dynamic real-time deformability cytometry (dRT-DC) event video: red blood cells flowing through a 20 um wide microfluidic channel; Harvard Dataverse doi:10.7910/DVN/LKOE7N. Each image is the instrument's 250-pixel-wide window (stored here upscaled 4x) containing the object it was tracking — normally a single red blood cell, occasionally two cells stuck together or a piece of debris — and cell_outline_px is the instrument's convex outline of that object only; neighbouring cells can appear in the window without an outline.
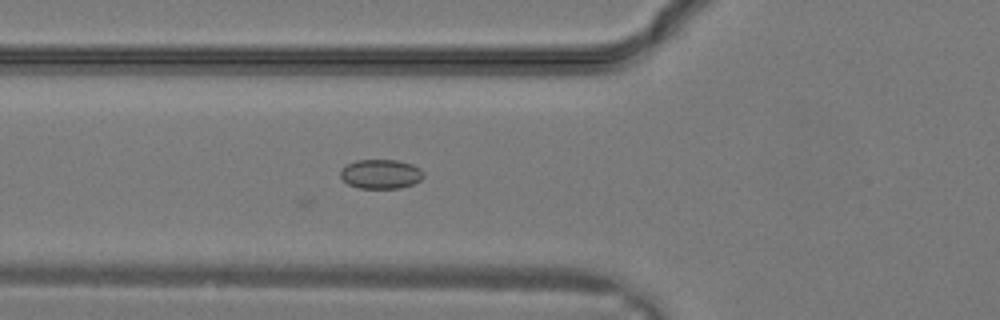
{"species": "common noctule bat (a hibernating species)", "species_latin": "Nyctalus noctula", "temperature_condition": "warm", "stored_images_in_passage": 16, "camera_frame_rate_fps": 3000, "um_per_image_px": 0.085, "animal": {"sex": "male", "body_mass_g": 19.2, "forearm_length_mm": 51.8}, "frame": {"image": 1, "passage_image": 2, "time_ms": 0.333, "image_size_px": [1000, 320], "cell_outline_px": [[424, 176], [420, 180], [412, 184], [400, 188], [360, 188], [348, 184], [340, 176], [340, 172], [348, 164], [356, 160], [396, 160], [412, 164], [420, 168], [424, 172]], "centroid_in_image_um": [32.39, 14.79], "position_along_channel_um": 93.4, "area_um2": 14.1}}
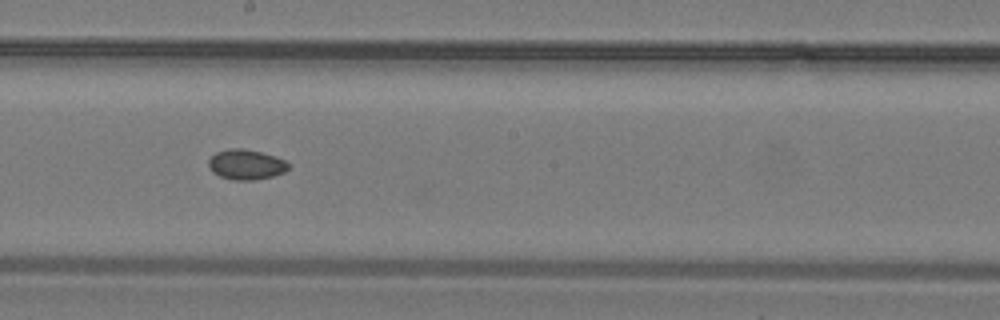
{"frame": {"image": 2, "passage_image": 8, "time_ms": 2.333, "image_size_px": [1000, 320], "cell_outline_px": [[288, 168], [284, 172], [272, 176], [252, 180], [236, 180], [220, 176], [212, 172], [208, 168], [208, 160], [216, 152], [232, 148], [244, 148], [276, 156], [284, 160], [288, 164]], "centroid_in_image_um": [20.89, 13.98], "position_along_channel_um": 227.3, "area_um2": 13.93}}
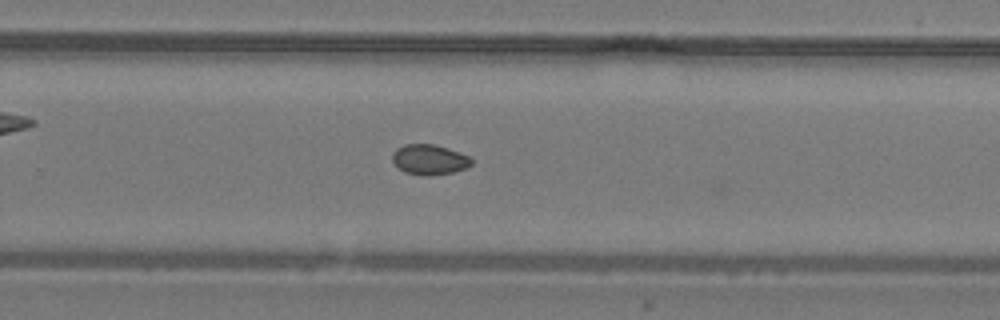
{"frame": {"image": 3, "passage_image": 11, "time_ms": 3.333, "image_size_px": [1000, 320], "cell_outline_px": [[472, 164], [468, 168], [452, 172], [424, 176], [404, 172], [392, 160], [392, 152], [396, 148], [404, 144], [432, 144], [448, 148], [460, 152], [468, 156], [472, 160]], "centroid_in_image_um": [36.5, 13.56], "position_along_channel_um": 293.3, "area_um2": 13.93}}